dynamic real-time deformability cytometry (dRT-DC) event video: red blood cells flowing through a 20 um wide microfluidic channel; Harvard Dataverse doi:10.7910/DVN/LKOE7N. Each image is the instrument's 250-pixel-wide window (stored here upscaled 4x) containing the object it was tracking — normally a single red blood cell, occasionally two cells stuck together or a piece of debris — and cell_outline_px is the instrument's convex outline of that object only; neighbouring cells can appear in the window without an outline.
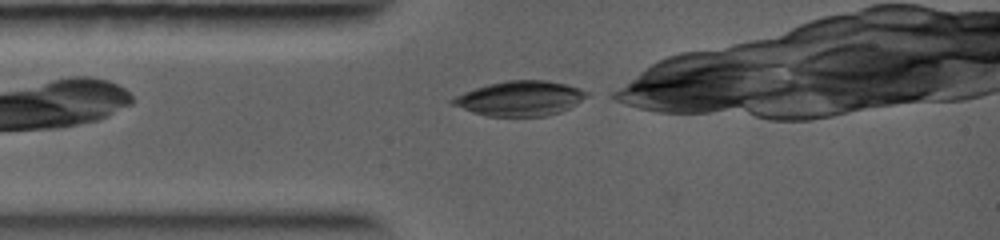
{"species": "common noctule bat (a hibernating species)", "species_latin": "Nyctalus noctula", "temperature_condition": "warm", "stored_images_in_passage": 3, "camera_frame_rate_fps": 5000, "um_per_image_px": 0.085, "animal": {"sex": "female", "body_mass_g": 19.0, "forearm_length_mm": 56.7}, "frame": {"image": 1, "passage_image": 1, "time_ms": 0.0, "image_size_px": [1000, 240], "cell_outline_px": [[588, 96], [576, 104], [560, 112], [544, 116], [488, 116], [472, 112], [448, 104], [448, 100], [464, 92], [488, 84], [504, 80], [548, 80], [568, 84], [580, 88], [588, 92]], "centroid_in_image_um": [44.18, 8.36], "position_along_channel_um": 40.8, "area_um2": 27.4}}